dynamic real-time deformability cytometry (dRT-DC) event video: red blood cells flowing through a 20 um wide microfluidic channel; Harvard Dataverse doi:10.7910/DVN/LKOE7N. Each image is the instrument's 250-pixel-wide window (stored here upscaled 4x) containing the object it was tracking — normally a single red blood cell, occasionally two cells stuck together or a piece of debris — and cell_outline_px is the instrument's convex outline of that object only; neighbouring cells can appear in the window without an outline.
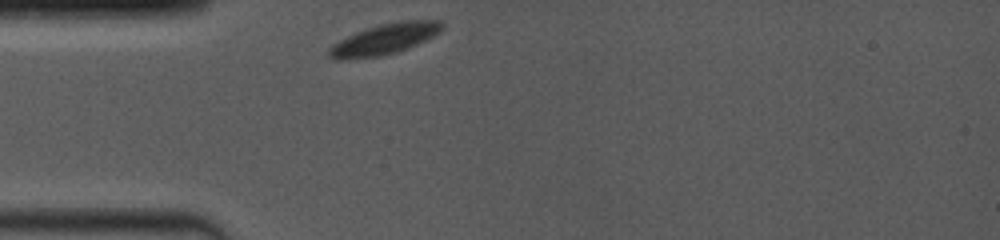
{"species": "common noctule bat (a hibernating species)", "species_latin": "Nyctalus noctula", "temperature_condition": "room temperature", "stored_images_in_passage": 16, "camera_frame_rate_fps": 4000, "um_per_image_px": 0.085, "animal": {"sex": "female", "body_mass_g": 19.0, "forearm_length_mm": 53.3}, "frame": {"image": 1, "passage_image": 1, "time_ms": 0.0, "image_size_px": [1000, 240], "cell_outline_px": [[444, 28], [440, 32], [408, 48], [396, 52], [380, 56], [344, 60], [332, 60], [324, 52], [332, 44], [364, 28], [380, 24], [404, 20], [440, 20], [444, 24]], "centroid_in_image_um": [32.62, 3.33], "position_along_channel_um": 52.4, "area_um2": 20.46}}
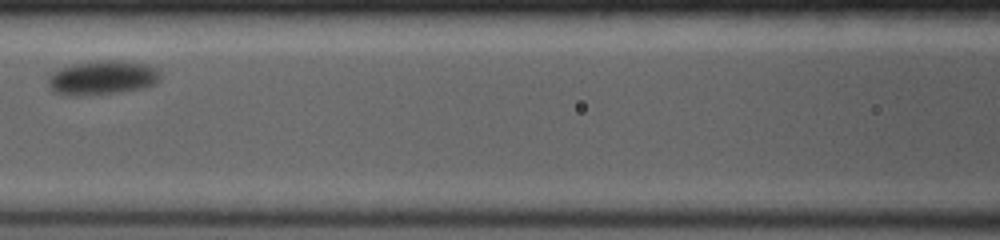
{"frame": {"image": 2, "passage_image": 7, "time_ms": 3.25, "image_size_px": [1000, 240], "cell_outline_px": [[160, 80], [144, 88], [120, 92], [52, 92], [48, 88], [48, 76], [52, 72], [60, 68], [72, 64], [100, 60], [124, 60], [144, 64], [156, 68], [160, 72]], "centroid_in_image_um": [8.75, 6.54], "position_along_channel_um": 157.9, "area_um2": 21.56}}
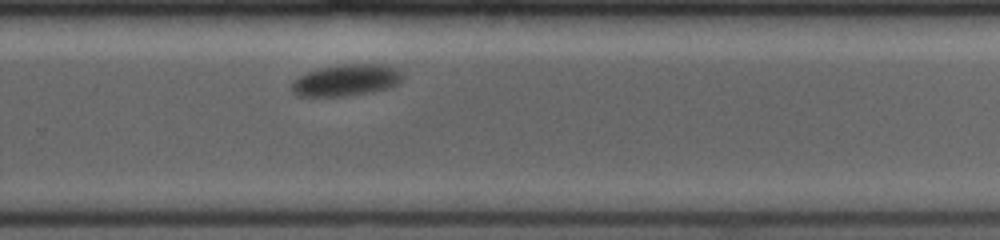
{"frame": {"image": 3, "passage_image": 16, "time_ms": 7.25, "image_size_px": [1000, 240], "cell_outline_px": [[404, 76], [392, 88], [372, 92], [348, 96], [296, 96], [292, 92], [292, 80], [308, 72], [320, 68], [348, 64], [380, 64], [400, 68], [404, 72]], "centroid_in_image_um": [29.48, 6.82], "position_along_channel_um": 300.3, "area_um2": 20.63}}